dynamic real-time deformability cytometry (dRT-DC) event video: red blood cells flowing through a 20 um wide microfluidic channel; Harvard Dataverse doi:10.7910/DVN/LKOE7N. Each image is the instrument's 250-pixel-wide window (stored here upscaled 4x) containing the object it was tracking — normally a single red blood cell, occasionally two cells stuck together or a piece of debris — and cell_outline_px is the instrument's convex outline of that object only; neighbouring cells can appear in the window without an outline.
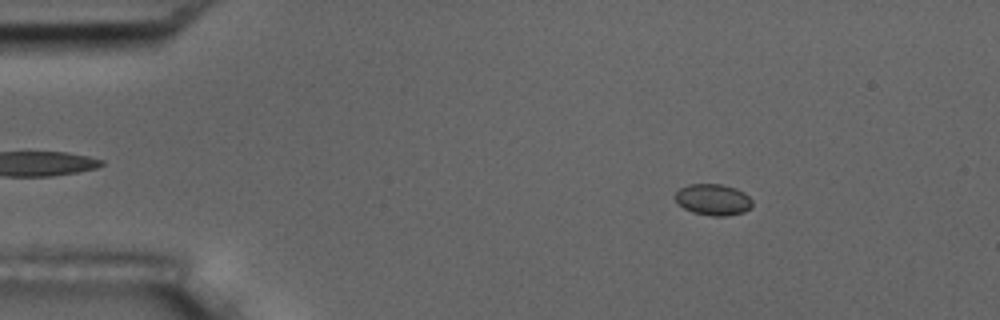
{"species": "common noctule bat (a hibernating species)", "species_latin": "Nyctalus noctula", "temperature_condition": "room temperature", "stored_images_in_passage": 14, "camera_frame_rate_fps": 3000, "um_per_image_px": 0.085, "animal": {"sex": "male", "body_mass_g": 17.5, "forearm_length_mm": 52.3}, "frame": {"image": 1, "passage_image": 2, "time_ms": 1.0, "image_size_px": [1000, 320], "cell_outline_px": [[752, 208], [744, 212], [724, 216], [712, 216], [692, 212], [676, 204], [676, 192], [680, 188], [688, 184], [720, 184], [736, 188], [744, 192], [752, 200]], "centroid_in_image_um": [60.62, 16.97], "position_along_channel_um": 24.4, "area_um2": 14.16}}
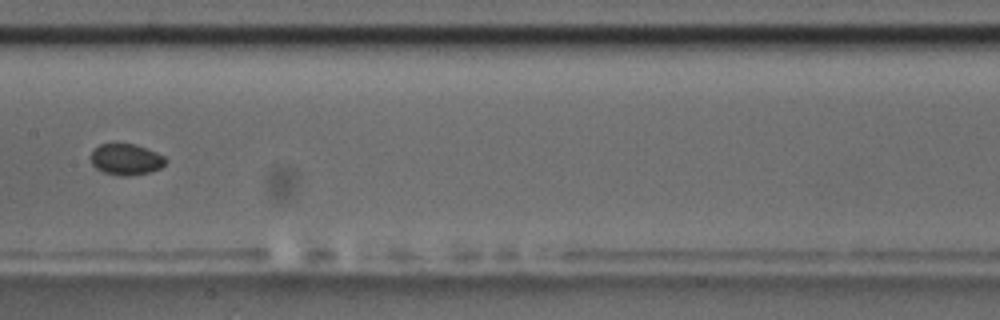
{"frame": {"image": 2, "passage_image": 7, "time_ms": 7.667, "image_size_px": [1000, 320], "cell_outline_px": [[168, 160], [160, 168], [148, 172], [128, 176], [120, 176], [104, 172], [96, 168], [92, 164], [88, 156], [92, 148], [100, 144], [136, 144], [156, 152], [164, 156]], "centroid_in_image_um": [10.66, 13.54], "position_along_channel_um": 196.7, "area_um2": 13.76}}
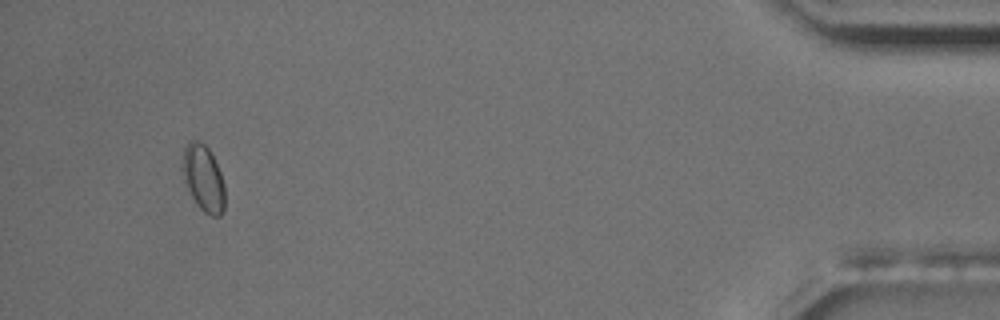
{"frame": {"image": 3, "passage_image": 13, "time_ms": 15.667, "image_size_px": [1000, 320], "cell_outline_px": [[224, 208], [220, 216], [212, 216], [204, 212], [200, 208], [192, 196], [184, 180], [180, 168], [184, 148], [192, 140], [196, 140], [204, 144], [208, 148], [220, 172], [224, 184]], "centroid_in_image_um": [17.27, 15.14], "position_along_channel_um": 417.9, "area_um2": 16.24}}